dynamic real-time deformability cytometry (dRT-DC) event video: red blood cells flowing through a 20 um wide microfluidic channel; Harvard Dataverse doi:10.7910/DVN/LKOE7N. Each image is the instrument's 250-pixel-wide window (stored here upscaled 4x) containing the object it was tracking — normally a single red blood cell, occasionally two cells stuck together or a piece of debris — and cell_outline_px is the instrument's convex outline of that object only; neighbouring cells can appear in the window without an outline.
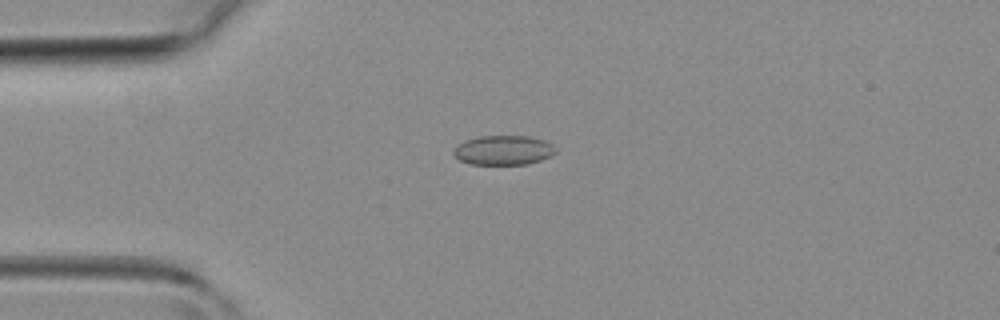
{"species": "common noctule bat (a hibernating species)", "species_latin": "Nyctalus noctula", "temperature_condition": "room temperature", "stored_images_in_passage": 44, "camera_frame_rate_fps": 3000, "um_per_image_px": 0.085, "animal": {"sex": "female", "body_mass_g": 19.3, "forearm_length_mm": 54.1}, "frame": {"image": 1, "passage_image": 11, "time_ms": 3.333, "image_size_px": [1000, 320], "cell_outline_px": [[556, 152], [552, 156], [528, 164], [468, 164], [460, 160], [452, 152], [464, 140], [480, 136], [528, 136], [544, 140], [552, 144], [556, 148]], "centroid_in_image_um": [42.82, 12.77], "position_along_channel_um": 42.2, "area_um2": 17.51}}
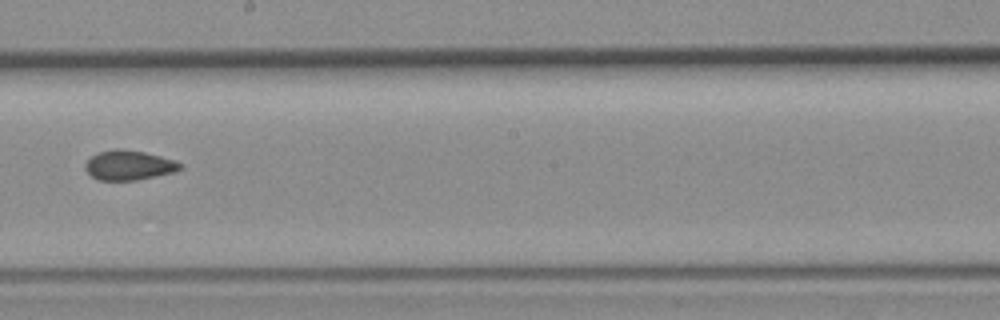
{"frame": {"image": 2, "passage_image": 25, "time_ms": 8.0, "image_size_px": [1000, 320], "cell_outline_px": [[184, 168], [172, 172], [156, 176], [136, 180], [100, 180], [92, 176], [84, 168], [84, 164], [96, 152], [116, 148], [120, 148], [144, 152], [176, 160], [184, 164]], "centroid_in_image_um": [10.97, 14.03], "position_along_channel_um": 237.2, "area_um2": 16.53}}
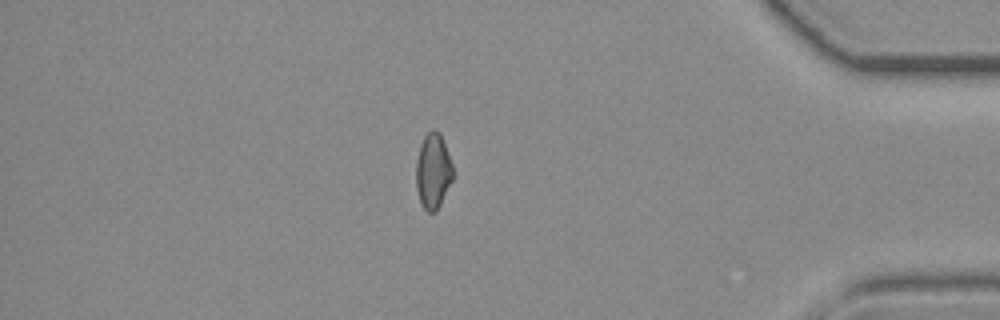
{"frame": {"image": 3, "passage_image": 38, "time_ms": 12.333, "image_size_px": [1000, 320], "cell_outline_px": [[452, 180], [436, 212], [428, 212], [424, 208], [420, 200], [416, 188], [416, 160], [420, 144], [424, 136], [432, 128], [440, 132], [452, 164]], "centroid_in_image_um": [36.79, 14.52], "position_along_channel_um": 398.4, "area_um2": 16.07}}